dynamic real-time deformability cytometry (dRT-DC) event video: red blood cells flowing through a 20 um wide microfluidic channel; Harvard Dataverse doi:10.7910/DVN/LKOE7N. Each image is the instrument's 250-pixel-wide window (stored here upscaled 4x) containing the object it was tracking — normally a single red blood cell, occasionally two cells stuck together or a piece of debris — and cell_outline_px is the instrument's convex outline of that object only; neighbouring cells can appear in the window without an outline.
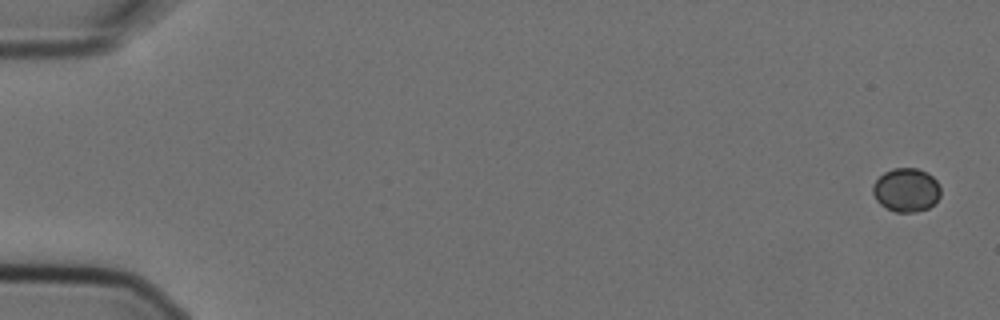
{"species": "Egyptian fruit bat (a non-hibernating species)", "species_latin": "Rousettus aegyptiacus", "temperature_condition": "cold", "stored_images_in_passage": 7, "segment_of_instrument_passage": [1, 2], "camera_frame_rate_fps": 3000, "um_per_image_px": 0.085, "animal": {"sex": "female"}, "frame": {"image": 1, "passage_image": 1, "time_ms": 0.0, "image_size_px": [1000, 320], "cell_outline_px": [[940, 196], [928, 208], [916, 212], [896, 212], [880, 204], [876, 200], [872, 192], [872, 184], [884, 172], [892, 168], [916, 168], [928, 172], [936, 180], [940, 188]], "centroid_in_image_um": [77.02, 16.13], "position_along_channel_um": 8.0, "area_um2": 17.28}}
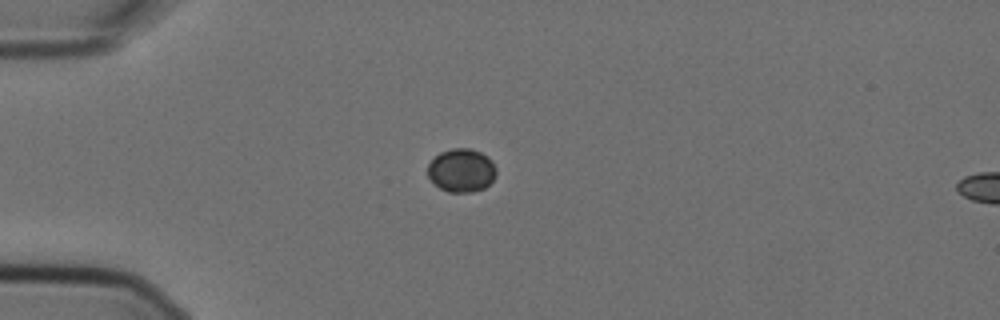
{"frame": {"image": 2, "passage_image": 5, "time_ms": 1.333, "image_size_px": [1000, 320], "cell_outline_px": [[496, 176], [484, 188], [472, 192], [448, 192], [440, 188], [428, 176], [428, 164], [440, 152], [452, 148], [468, 148], [480, 152], [488, 156], [492, 160], [496, 168]], "centroid_in_image_um": [39.24, 14.47], "position_along_channel_um": 45.8, "area_um2": 17.28}}